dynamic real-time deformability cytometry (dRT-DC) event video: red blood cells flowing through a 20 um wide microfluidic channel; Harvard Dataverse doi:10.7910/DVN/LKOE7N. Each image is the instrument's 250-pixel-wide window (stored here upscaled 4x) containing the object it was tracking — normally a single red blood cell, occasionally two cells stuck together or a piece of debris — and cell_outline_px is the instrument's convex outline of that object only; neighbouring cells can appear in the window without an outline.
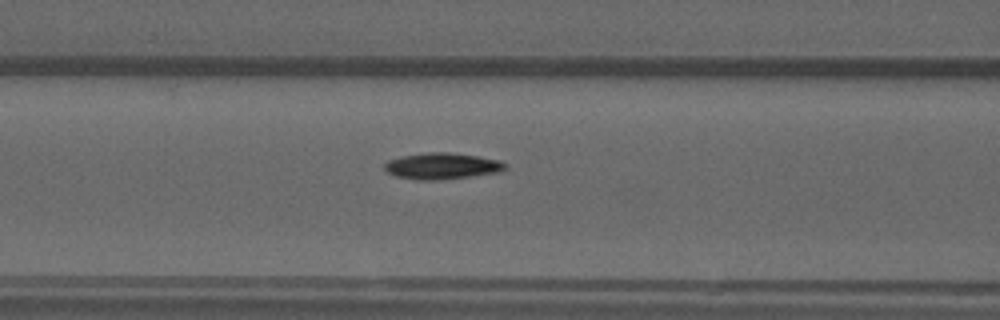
{"species": "common noctule bat (a hibernating species)", "species_latin": "Nyctalus noctula", "temperature_condition": "warm", "stored_images_in_passage": 54, "camera_frame_rate_fps": 3000, "um_per_image_px": 0.085, "animal": {"sex": "male", "forearm_length_mm": 52.5}, "frame": {"image": 1, "passage_image": 22, "time_ms": 7.0, "image_size_px": [1000, 320], "cell_outline_px": [[508, 168], [500, 172], [472, 176], [436, 180], [416, 180], [396, 176], [388, 172], [384, 168], [384, 164], [388, 160], [404, 156], [428, 152], [448, 152], [476, 156], [500, 160], [508, 164]], "centroid_in_image_um": [37.61, 14.12], "position_along_channel_um": 129.0, "area_um2": 18.5}}
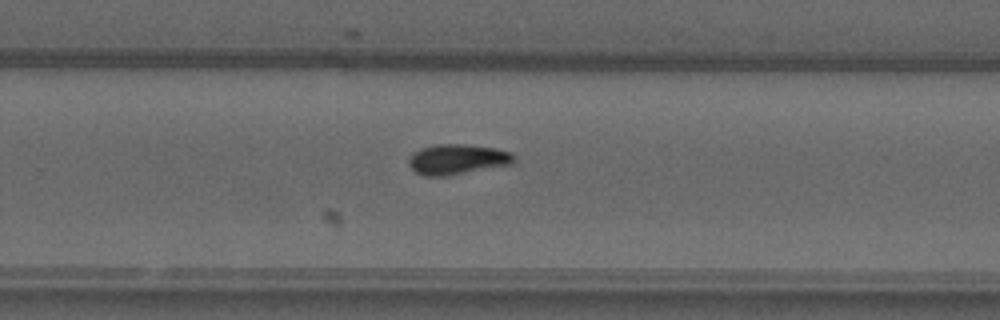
{"frame": {"image": 2, "passage_image": 35, "time_ms": 11.333, "image_size_px": [1000, 320], "cell_outline_px": [[516, 164], [444, 176], [424, 176], [416, 172], [408, 164], [408, 156], [412, 152], [420, 148], [432, 144], [464, 144], [496, 148], [512, 152], [516, 156]], "centroid_in_image_um": [38.9, 13.53], "position_along_channel_um": 290.9, "area_um2": 19.02}}
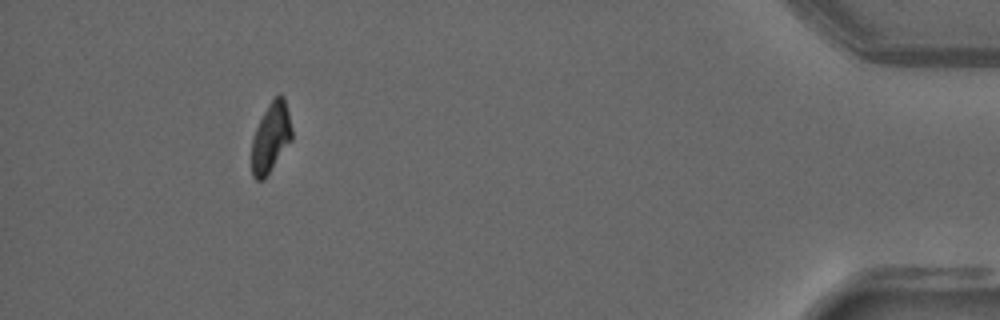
{"frame": {"image": 3, "passage_image": 50, "time_ms": 16.333, "image_size_px": [1000, 320], "cell_outline_px": [[292, 140], [264, 180], [256, 180], [252, 176], [252, 140], [256, 128], [268, 104], [280, 92], [284, 96], [292, 128]], "centroid_in_image_um": [23.03, 11.69], "position_along_channel_um": 412.2, "area_um2": 16.3}}